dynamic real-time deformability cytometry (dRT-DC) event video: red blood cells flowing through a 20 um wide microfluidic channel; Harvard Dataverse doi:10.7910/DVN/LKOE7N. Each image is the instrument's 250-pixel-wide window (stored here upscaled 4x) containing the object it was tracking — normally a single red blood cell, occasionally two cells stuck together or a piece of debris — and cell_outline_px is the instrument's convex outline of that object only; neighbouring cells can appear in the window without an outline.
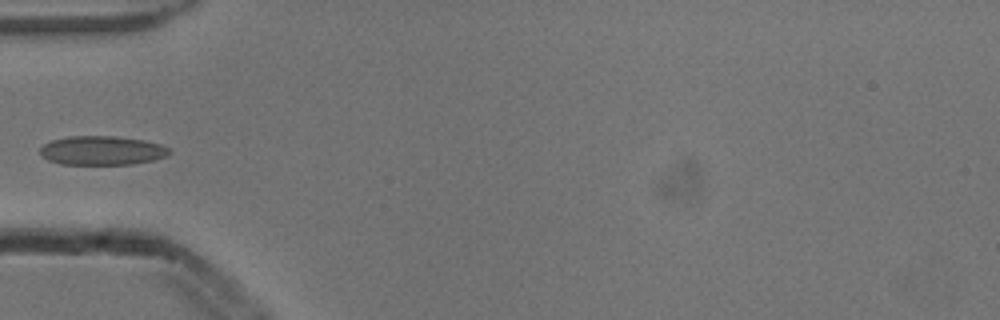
{"species": "common noctule bat (a hibernating species)", "species_latin": "Nyctalus noctula", "temperature_condition": "cold", "stored_images_in_passage": 5, "camera_frame_rate_fps": 3000, "um_per_image_px": 0.085, "animal": {"sex": "male", "body_mass_g": 13.3}, "frame": {"image": 1, "passage_image": 4, "time_ms": 1.0, "image_size_px": [1000, 320], "cell_outline_px": [[172, 152], [168, 156], [152, 160], [132, 164], [60, 164], [48, 160], [40, 156], [40, 148], [44, 144], [52, 140], [68, 136], [116, 136], [144, 140], [160, 144], [168, 148]], "centroid_in_image_um": [8.66, 12.79], "position_along_channel_um": 76.3, "area_um2": 21.96}}
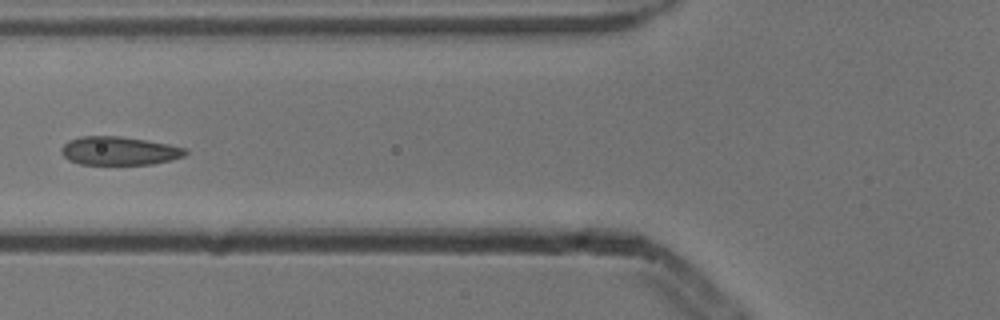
{"frame": {"image": 2, "passage_image": 5, "time_ms": 1.333, "image_size_px": [1000, 320], "cell_outline_px": [[188, 152], [184, 156], [172, 160], [152, 164], [80, 164], [68, 160], [60, 152], [60, 148], [68, 140], [80, 136], [120, 136], [168, 144], [188, 148]], "centroid_in_image_um": [10.12, 12.82], "position_along_channel_um": 115.7, "area_um2": 20.69}}